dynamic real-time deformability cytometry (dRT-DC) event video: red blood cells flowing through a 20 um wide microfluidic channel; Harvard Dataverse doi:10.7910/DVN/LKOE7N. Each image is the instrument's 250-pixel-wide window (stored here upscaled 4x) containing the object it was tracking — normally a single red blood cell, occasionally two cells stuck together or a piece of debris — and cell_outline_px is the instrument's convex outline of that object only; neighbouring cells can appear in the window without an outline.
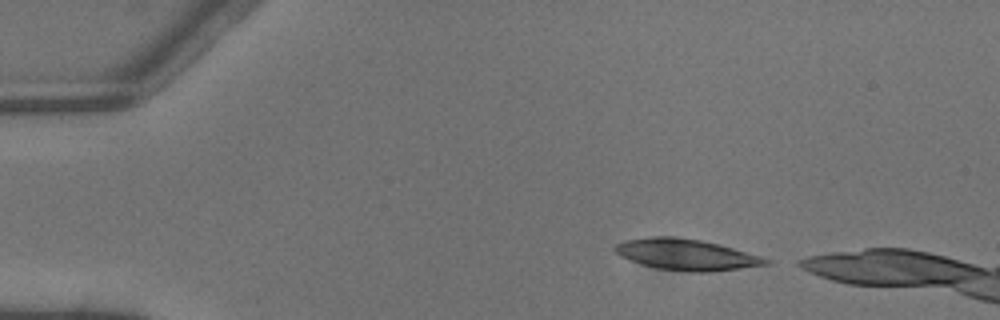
{"species": "common noctule bat (a hibernating species)", "species_latin": "Nyctalus noctula", "temperature_condition": "warm", "stored_images_in_passage": 4, "camera_frame_rate_fps": 3000, "um_per_image_px": 0.085, "animal": {"sex": "male", "body_mass_g": 13.3}, "frame": {"image": 1, "passage_image": 1, "time_ms": 0.0, "image_size_px": [1000, 320], "cell_outline_px": [[772, 264], [708, 272], [692, 272], [656, 268], [640, 264], [620, 256], [612, 248], [616, 244], [624, 240], [652, 236], [672, 236], [700, 240], [720, 244], [760, 256], [772, 260]], "centroid_in_image_um": [58.33, 21.63], "position_along_channel_um": 26.7, "area_um2": 27.4}}
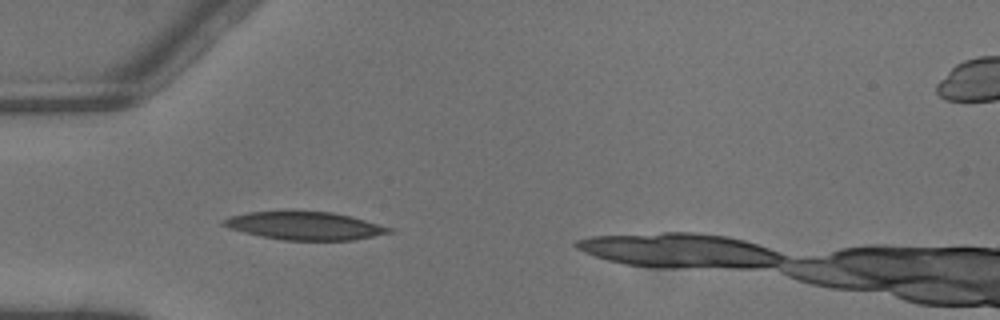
{"frame": {"image": 2, "passage_image": 3, "time_ms": 0.667, "image_size_px": [1000, 320], "cell_outline_px": [[392, 232], [352, 240], [284, 240], [260, 236], [244, 232], [220, 224], [220, 220], [228, 216], [248, 212], [284, 208], [296, 208], [332, 212], [352, 216], [392, 228]], "centroid_in_image_um": [25.82, 19.13], "position_along_channel_um": 59.2, "area_um2": 28.09}}